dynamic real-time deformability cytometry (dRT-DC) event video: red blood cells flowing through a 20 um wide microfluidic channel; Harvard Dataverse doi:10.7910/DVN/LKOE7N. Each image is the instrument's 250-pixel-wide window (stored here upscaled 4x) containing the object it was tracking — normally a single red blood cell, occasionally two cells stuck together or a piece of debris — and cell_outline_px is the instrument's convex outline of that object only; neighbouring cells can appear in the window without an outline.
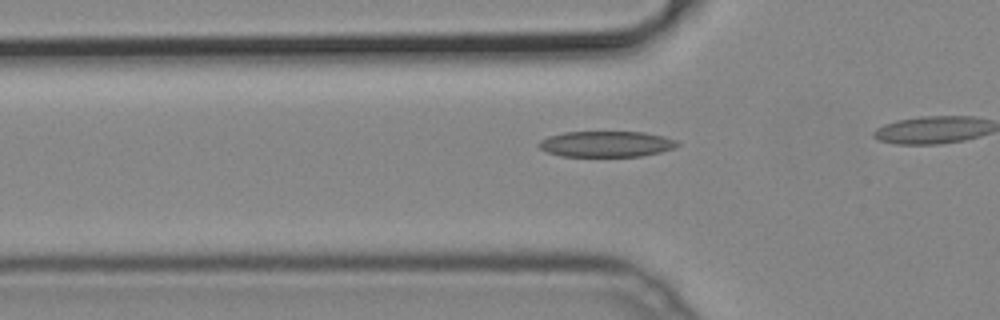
{"species": "common noctule bat (a hibernating species)", "species_latin": "Nyctalus noctula", "temperature_condition": "cold", "stored_images_in_passage": 23, "camera_frame_rate_fps": 3000, "um_per_image_px": 0.085, "animal": {"sex": "male", "body_mass_g": 19.2, "forearm_length_mm": 51.8}, "frame": {"image": 1, "passage_image": 12, "time_ms": 3.667, "image_size_px": [1000, 320], "cell_outline_px": [[680, 144], [672, 148], [660, 152], [640, 156], [560, 156], [548, 152], [540, 148], [536, 144], [540, 140], [548, 136], [564, 132], [644, 132], [664, 136], [676, 140]], "centroid_in_image_um": [51.51, 12.23], "position_along_channel_um": 74.3, "area_um2": 20.81}}
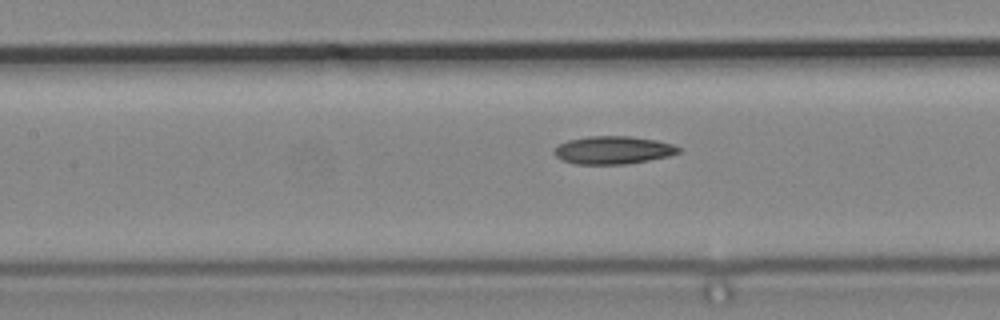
{"frame": {"image": 2, "passage_image": 18, "time_ms": 5.667, "image_size_px": [1000, 320], "cell_outline_px": [[680, 152], [668, 156], [648, 160], [624, 164], [576, 164], [564, 160], [556, 156], [552, 152], [560, 144], [568, 140], [588, 136], [628, 136], [656, 140], [672, 144], [680, 148]], "centroid_in_image_um": [52.11, 12.75], "position_along_channel_um": 155.3, "area_um2": 20.0}}
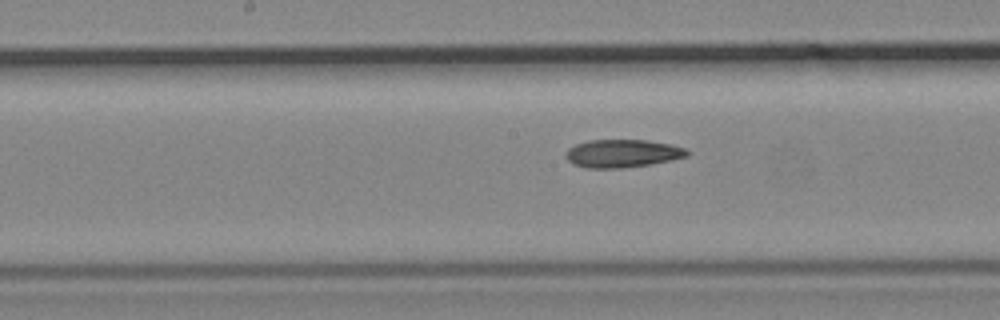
{"frame": {"image": 3, "passage_image": 21, "time_ms": 6.667, "image_size_px": [1000, 320], "cell_outline_px": [[692, 152], [688, 156], [672, 160], [648, 164], [620, 168], [584, 168], [572, 164], [568, 160], [568, 148], [576, 144], [588, 140], [648, 140], [672, 144], [688, 148]], "centroid_in_image_um": [52.97, 13.03], "position_along_channel_um": 195.2, "area_um2": 19.88}}